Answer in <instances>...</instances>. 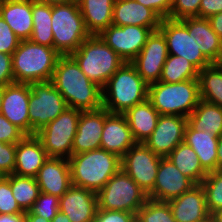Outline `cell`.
<instances>
[{"mask_svg":"<svg viewBox=\"0 0 222 222\" xmlns=\"http://www.w3.org/2000/svg\"><path fill=\"white\" fill-rule=\"evenodd\" d=\"M67 106L80 111L102 108V88L92 82L71 55H61L51 79Z\"/></svg>","mask_w":222,"mask_h":222,"instance_id":"6da1fadb","label":"cell"},{"mask_svg":"<svg viewBox=\"0 0 222 222\" xmlns=\"http://www.w3.org/2000/svg\"><path fill=\"white\" fill-rule=\"evenodd\" d=\"M148 88L136 67L125 62L102 88V107L113 114H124L148 99Z\"/></svg>","mask_w":222,"mask_h":222,"instance_id":"7a4b0ae2","label":"cell"},{"mask_svg":"<svg viewBox=\"0 0 222 222\" xmlns=\"http://www.w3.org/2000/svg\"><path fill=\"white\" fill-rule=\"evenodd\" d=\"M68 161L72 185L95 193L121 169V158L101 148L72 154Z\"/></svg>","mask_w":222,"mask_h":222,"instance_id":"3957f363","label":"cell"},{"mask_svg":"<svg viewBox=\"0 0 222 222\" xmlns=\"http://www.w3.org/2000/svg\"><path fill=\"white\" fill-rule=\"evenodd\" d=\"M60 54L53 48L20 41L12 54L15 83L31 84L51 81Z\"/></svg>","mask_w":222,"mask_h":222,"instance_id":"277c9868","label":"cell"},{"mask_svg":"<svg viewBox=\"0 0 222 222\" xmlns=\"http://www.w3.org/2000/svg\"><path fill=\"white\" fill-rule=\"evenodd\" d=\"M148 100L160 115L188 117L200 98L198 79L179 83L155 82L149 85Z\"/></svg>","mask_w":222,"mask_h":222,"instance_id":"5b68a950","label":"cell"},{"mask_svg":"<svg viewBox=\"0 0 222 222\" xmlns=\"http://www.w3.org/2000/svg\"><path fill=\"white\" fill-rule=\"evenodd\" d=\"M71 56L85 75L101 88L125 63L99 35H90Z\"/></svg>","mask_w":222,"mask_h":222,"instance_id":"8992f818","label":"cell"},{"mask_svg":"<svg viewBox=\"0 0 222 222\" xmlns=\"http://www.w3.org/2000/svg\"><path fill=\"white\" fill-rule=\"evenodd\" d=\"M53 48L60 55H71L90 36L78 1L52 4Z\"/></svg>","mask_w":222,"mask_h":222,"instance_id":"52a82bcc","label":"cell"},{"mask_svg":"<svg viewBox=\"0 0 222 222\" xmlns=\"http://www.w3.org/2000/svg\"><path fill=\"white\" fill-rule=\"evenodd\" d=\"M98 209L137 214L149 199L137 183L122 169L115 173L97 193Z\"/></svg>","mask_w":222,"mask_h":222,"instance_id":"ba28073f","label":"cell"},{"mask_svg":"<svg viewBox=\"0 0 222 222\" xmlns=\"http://www.w3.org/2000/svg\"><path fill=\"white\" fill-rule=\"evenodd\" d=\"M81 111L67 107L57 118L36 132L48 157L69 159Z\"/></svg>","mask_w":222,"mask_h":222,"instance_id":"9c48e42d","label":"cell"},{"mask_svg":"<svg viewBox=\"0 0 222 222\" xmlns=\"http://www.w3.org/2000/svg\"><path fill=\"white\" fill-rule=\"evenodd\" d=\"M30 135L57 118L68 106L51 81L30 84Z\"/></svg>","mask_w":222,"mask_h":222,"instance_id":"30bf717a","label":"cell"},{"mask_svg":"<svg viewBox=\"0 0 222 222\" xmlns=\"http://www.w3.org/2000/svg\"><path fill=\"white\" fill-rule=\"evenodd\" d=\"M158 30L165 37L169 55L185 58L199 71L212 64L200 51V45L181 20L162 19Z\"/></svg>","mask_w":222,"mask_h":222,"instance_id":"8fae6325","label":"cell"},{"mask_svg":"<svg viewBox=\"0 0 222 222\" xmlns=\"http://www.w3.org/2000/svg\"><path fill=\"white\" fill-rule=\"evenodd\" d=\"M160 160L144 143H136L121 157V169L148 195L153 190Z\"/></svg>","mask_w":222,"mask_h":222,"instance_id":"7c38bea8","label":"cell"},{"mask_svg":"<svg viewBox=\"0 0 222 222\" xmlns=\"http://www.w3.org/2000/svg\"><path fill=\"white\" fill-rule=\"evenodd\" d=\"M153 31L152 28L136 25H110L99 36L125 62L131 63Z\"/></svg>","mask_w":222,"mask_h":222,"instance_id":"4fadbf2b","label":"cell"},{"mask_svg":"<svg viewBox=\"0 0 222 222\" xmlns=\"http://www.w3.org/2000/svg\"><path fill=\"white\" fill-rule=\"evenodd\" d=\"M168 55L165 37L157 30L148 37L142 50L131 63L143 80L150 85L159 81Z\"/></svg>","mask_w":222,"mask_h":222,"instance_id":"5bb4252c","label":"cell"},{"mask_svg":"<svg viewBox=\"0 0 222 222\" xmlns=\"http://www.w3.org/2000/svg\"><path fill=\"white\" fill-rule=\"evenodd\" d=\"M187 118L179 115H160L152 134L144 144L160 157H167L184 142Z\"/></svg>","mask_w":222,"mask_h":222,"instance_id":"9a60e30c","label":"cell"},{"mask_svg":"<svg viewBox=\"0 0 222 222\" xmlns=\"http://www.w3.org/2000/svg\"><path fill=\"white\" fill-rule=\"evenodd\" d=\"M196 184L182 174L167 157H161L156 181L148 198L168 202L191 190Z\"/></svg>","mask_w":222,"mask_h":222,"instance_id":"2e32d148","label":"cell"},{"mask_svg":"<svg viewBox=\"0 0 222 222\" xmlns=\"http://www.w3.org/2000/svg\"><path fill=\"white\" fill-rule=\"evenodd\" d=\"M30 84L13 83L5 86L0 113L26 135H30Z\"/></svg>","mask_w":222,"mask_h":222,"instance_id":"e0dca14e","label":"cell"},{"mask_svg":"<svg viewBox=\"0 0 222 222\" xmlns=\"http://www.w3.org/2000/svg\"><path fill=\"white\" fill-rule=\"evenodd\" d=\"M97 209V194L83 187L72 185L59 198V210L71 222H94Z\"/></svg>","mask_w":222,"mask_h":222,"instance_id":"ac0fdd59","label":"cell"},{"mask_svg":"<svg viewBox=\"0 0 222 222\" xmlns=\"http://www.w3.org/2000/svg\"><path fill=\"white\" fill-rule=\"evenodd\" d=\"M137 142L123 114H113L105 109L104 128L101 134V149L120 158Z\"/></svg>","mask_w":222,"mask_h":222,"instance_id":"d6986e66","label":"cell"},{"mask_svg":"<svg viewBox=\"0 0 222 222\" xmlns=\"http://www.w3.org/2000/svg\"><path fill=\"white\" fill-rule=\"evenodd\" d=\"M105 108L81 111L74 137L72 154L101 148V134L104 128Z\"/></svg>","mask_w":222,"mask_h":222,"instance_id":"ffe728a7","label":"cell"},{"mask_svg":"<svg viewBox=\"0 0 222 222\" xmlns=\"http://www.w3.org/2000/svg\"><path fill=\"white\" fill-rule=\"evenodd\" d=\"M168 204L176 222H207L210 219L201 184L168 201Z\"/></svg>","mask_w":222,"mask_h":222,"instance_id":"44dd1931","label":"cell"},{"mask_svg":"<svg viewBox=\"0 0 222 222\" xmlns=\"http://www.w3.org/2000/svg\"><path fill=\"white\" fill-rule=\"evenodd\" d=\"M35 179L40 192L60 198L72 186L68 159L48 157Z\"/></svg>","mask_w":222,"mask_h":222,"instance_id":"7402d4cb","label":"cell"},{"mask_svg":"<svg viewBox=\"0 0 222 222\" xmlns=\"http://www.w3.org/2000/svg\"><path fill=\"white\" fill-rule=\"evenodd\" d=\"M161 18L150 8L143 6L136 0H115L112 13V25H136L152 28L157 31Z\"/></svg>","mask_w":222,"mask_h":222,"instance_id":"603a6c76","label":"cell"},{"mask_svg":"<svg viewBox=\"0 0 222 222\" xmlns=\"http://www.w3.org/2000/svg\"><path fill=\"white\" fill-rule=\"evenodd\" d=\"M47 159L41 141L35 135H26L16 143L14 174L35 178Z\"/></svg>","mask_w":222,"mask_h":222,"instance_id":"cb8c5ba5","label":"cell"},{"mask_svg":"<svg viewBox=\"0 0 222 222\" xmlns=\"http://www.w3.org/2000/svg\"><path fill=\"white\" fill-rule=\"evenodd\" d=\"M0 16L21 41L30 39L33 32L32 0H3Z\"/></svg>","mask_w":222,"mask_h":222,"instance_id":"d4e9b609","label":"cell"},{"mask_svg":"<svg viewBox=\"0 0 222 222\" xmlns=\"http://www.w3.org/2000/svg\"><path fill=\"white\" fill-rule=\"evenodd\" d=\"M218 140L219 137L213 133L196 130L188 123L185 127L184 142L195 151L202 168L207 173L217 170Z\"/></svg>","mask_w":222,"mask_h":222,"instance_id":"484cf974","label":"cell"},{"mask_svg":"<svg viewBox=\"0 0 222 222\" xmlns=\"http://www.w3.org/2000/svg\"><path fill=\"white\" fill-rule=\"evenodd\" d=\"M86 30L90 35H100L112 25L115 0H77Z\"/></svg>","mask_w":222,"mask_h":222,"instance_id":"4316f807","label":"cell"},{"mask_svg":"<svg viewBox=\"0 0 222 222\" xmlns=\"http://www.w3.org/2000/svg\"><path fill=\"white\" fill-rule=\"evenodd\" d=\"M123 115L137 143H144L152 134L160 116L148 99L128 109Z\"/></svg>","mask_w":222,"mask_h":222,"instance_id":"83f0119b","label":"cell"},{"mask_svg":"<svg viewBox=\"0 0 222 222\" xmlns=\"http://www.w3.org/2000/svg\"><path fill=\"white\" fill-rule=\"evenodd\" d=\"M186 25L188 32L195 37L197 44L200 45V51L213 63L220 49V37L212 29L208 18L188 17L181 19Z\"/></svg>","mask_w":222,"mask_h":222,"instance_id":"f1b7e54d","label":"cell"},{"mask_svg":"<svg viewBox=\"0 0 222 222\" xmlns=\"http://www.w3.org/2000/svg\"><path fill=\"white\" fill-rule=\"evenodd\" d=\"M187 123L196 130L208 131L220 137L222 135V107L201 99L187 117Z\"/></svg>","mask_w":222,"mask_h":222,"instance_id":"f546056e","label":"cell"},{"mask_svg":"<svg viewBox=\"0 0 222 222\" xmlns=\"http://www.w3.org/2000/svg\"><path fill=\"white\" fill-rule=\"evenodd\" d=\"M167 158L171 160L182 174L191 179L196 185L201 184L208 174L202 168L195 151L185 142L180 143Z\"/></svg>","mask_w":222,"mask_h":222,"instance_id":"4dcf8cb0","label":"cell"},{"mask_svg":"<svg viewBox=\"0 0 222 222\" xmlns=\"http://www.w3.org/2000/svg\"><path fill=\"white\" fill-rule=\"evenodd\" d=\"M52 4L32 1L33 32L30 41L47 47H53L51 28Z\"/></svg>","mask_w":222,"mask_h":222,"instance_id":"1f68e13d","label":"cell"},{"mask_svg":"<svg viewBox=\"0 0 222 222\" xmlns=\"http://www.w3.org/2000/svg\"><path fill=\"white\" fill-rule=\"evenodd\" d=\"M200 98L222 107V67L211 64L199 71Z\"/></svg>","mask_w":222,"mask_h":222,"instance_id":"d6a6232c","label":"cell"},{"mask_svg":"<svg viewBox=\"0 0 222 222\" xmlns=\"http://www.w3.org/2000/svg\"><path fill=\"white\" fill-rule=\"evenodd\" d=\"M199 70L181 56L168 55L160 76V82L179 83L189 79H198Z\"/></svg>","mask_w":222,"mask_h":222,"instance_id":"836d02e7","label":"cell"},{"mask_svg":"<svg viewBox=\"0 0 222 222\" xmlns=\"http://www.w3.org/2000/svg\"><path fill=\"white\" fill-rule=\"evenodd\" d=\"M10 185L13 197L19 207L29 211L40 194V188L35 178L10 174Z\"/></svg>","mask_w":222,"mask_h":222,"instance_id":"e575fe53","label":"cell"},{"mask_svg":"<svg viewBox=\"0 0 222 222\" xmlns=\"http://www.w3.org/2000/svg\"><path fill=\"white\" fill-rule=\"evenodd\" d=\"M206 195V206L210 215L222 208V170L207 174L201 182Z\"/></svg>","mask_w":222,"mask_h":222,"instance_id":"d590c367","label":"cell"},{"mask_svg":"<svg viewBox=\"0 0 222 222\" xmlns=\"http://www.w3.org/2000/svg\"><path fill=\"white\" fill-rule=\"evenodd\" d=\"M138 222H176L168 202L148 199L137 211Z\"/></svg>","mask_w":222,"mask_h":222,"instance_id":"8d00e7d4","label":"cell"},{"mask_svg":"<svg viewBox=\"0 0 222 222\" xmlns=\"http://www.w3.org/2000/svg\"><path fill=\"white\" fill-rule=\"evenodd\" d=\"M29 211L51 221L59 211V197L40 192Z\"/></svg>","mask_w":222,"mask_h":222,"instance_id":"74e56055","label":"cell"},{"mask_svg":"<svg viewBox=\"0 0 222 222\" xmlns=\"http://www.w3.org/2000/svg\"><path fill=\"white\" fill-rule=\"evenodd\" d=\"M25 213L17 204L13 197L10 175L5 176L0 181V214H17Z\"/></svg>","mask_w":222,"mask_h":222,"instance_id":"f35d334b","label":"cell"},{"mask_svg":"<svg viewBox=\"0 0 222 222\" xmlns=\"http://www.w3.org/2000/svg\"><path fill=\"white\" fill-rule=\"evenodd\" d=\"M201 0H173L170 19L181 20L188 17H199Z\"/></svg>","mask_w":222,"mask_h":222,"instance_id":"ab89813d","label":"cell"},{"mask_svg":"<svg viewBox=\"0 0 222 222\" xmlns=\"http://www.w3.org/2000/svg\"><path fill=\"white\" fill-rule=\"evenodd\" d=\"M20 39L0 16V52L13 54L18 48Z\"/></svg>","mask_w":222,"mask_h":222,"instance_id":"60d3db41","label":"cell"},{"mask_svg":"<svg viewBox=\"0 0 222 222\" xmlns=\"http://www.w3.org/2000/svg\"><path fill=\"white\" fill-rule=\"evenodd\" d=\"M26 134L16 125L12 124L3 114L0 113V141L9 144H16Z\"/></svg>","mask_w":222,"mask_h":222,"instance_id":"b9f144b4","label":"cell"},{"mask_svg":"<svg viewBox=\"0 0 222 222\" xmlns=\"http://www.w3.org/2000/svg\"><path fill=\"white\" fill-rule=\"evenodd\" d=\"M16 144L0 141V174H13L15 168Z\"/></svg>","mask_w":222,"mask_h":222,"instance_id":"7bdbcfd3","label":"cell"},{"mask_svg":"<svg viewBox=\"0 0 222 222\" xmlns=\"http://www.w3.org/2000/svg\"><path fill=\"white\" fill-rule=\"evenodd\" d=\"M136 214L117 211L97 209L94 222H135Z\"/></svg>","mask_w":222,"mask_h":222,"instance_id":"ee69618b","label":"cell"},{"mask_svg":"<svg viewBox=\"0 0 222 222\" xmlns=\"http://www.w3.org/2000/svg\"><path fill=\"white\" fill-rule=\"evenodd\" d=\"M15 83L13 75L12 54L0 52V85Z\"/></svg>","mask_w":222,"mask_h":222,"instance_id":"f6af8a7d","label":"cell"},{"mask_svg":"<svg viewBox=\"0 0 222 222\" xmlns=\"http://www.w3.org/2000/svg\"><path fill=\"white\" fill-rule=\"evenodd\" d=\"M152 9L161 19L169 18L173 0H136Z\"/></svg>","mask_w":222,"mask_h":222,"instance_id":"bcb514c9","label":"cell"},{"mask_svg":"<svg viewBox=\"0 0 222 222\" xmlns=\"http://www.w3.org/2000/svg\"><path fill=\"white\" fill-rule=\"evenodd\" d=\"M220 12H222V0H201L199 9L200 18H209Z\"/></svg>","mask_w":222,"mask_h":222,"instance_id":"7dc6e473","label":"cell"},{"mask_svg":"<svg viewBox=\"0 0 222 222\" xmlns=\"http://www.w3.org/2000/svg\"><path fill=\"white\" fill-rule=\"evenodd\" d=\"M208 19L211 23L212 29L222 40V12L212 15Z\"/></svg>","mask_w":222,"mask_h":222,"instance_id":"c3c4849f","label":"cell"},{"mask_svg":"<svg viewBox=\"0 0 222 222\" xmlns=\"http://www.w3.org/2000/svg\"><path fill=\"white\" fill-rule=\"evenodd\" d=\"M25 213L0 214V222H24Z\"/></svg>","mask_w":222,"mask_h":222,"instance_id":"681fc988","label":"cell"},{"mask_svg":"<svg viewBox=\"0 0 222 222\" xmlns=\"http://www.w3.org/2000/svg\"><path fill=\"white\" fill-rule=\"evenodd\" d=\"M24 222H51V221H49L41 216L34 215L30 211H26Z\"/></svg>","mask_w":222,"mask_h":222,"instance_id":"f907efd6","label":"cell"},{"mask_svg":"<svg viewBox=\"0 0 222 222\" xmlns=\"http://www.w3.org/2000/svg\"><path fill=\"white\" fill-rule=\"evenodd\" d=\"M217 170H222V135L219 137L217 146Z\"/></svg>","mask_w":222,"mask_h":222,"instance_id":"816d5d0a","label":"cell"},{"mask_svg":"<svg viewBox=\"0 0 222 222\" xmlns=\"http://www.w3.org/2000/svg\"><path fill=\"white\" fill-rule=\"evenodd\" d=\"M51 222H71L70 219L63 214L60 210L57 212L56 216L51 220Z\"/></svg>","mask_w":222,"mask_h":222,"instance_id":"f5cc1de1","label":"cell"},{"mask_svg":"<svg viewBox=\"0 0 222 222\" xmlns=\"http://www.w3.org/2000/svg\"><path fill=\"white\" fill-rule=\"evenodd\" d=\"M210 219L213 221V222H222V208L221 209H218L217 211L213 212L211 215H210Z\"/></svg>","mask_w":222,"mask_h":222,"instance_id":"db71d44e","label":"cell"},{"mask_svg":"<svg viewBox=\"0 0 222 222\" xmlns=\"http://www.w3.org/2000/svg\"><path fill=\"white\" fill-rule=\"evenodd\" d=\"M32 1L39 3H47V4H60V3H69L75 0H32Z\"/></svg>","mask_w":222,"mask_h":222,"instance_id":"11a10c76","label":"cell"},{"mask_svg":"<svg viewBox=\"0 0 222 222\" xmlns=\"http://www.w3.org/2000/svg\"><path fill=\"white\" fill-rule=\"evenodd\" d=\"M212 64L222 67V40H220V49L217 58Z\"/></svg>","mask_w":222,"mask_h":222,"instance_id":"9f6ffc18","label":"cell"},{"mask_svg":"<svg viewBox=\"0 0 222 222\" xmlns=\"http://www.w3.org/2000/svg\"><path fill=\"white\" fill-rule=\"evenodd\" d=\"M4 91H5V86L0 85V110H1L2 98H3Z\"/></svg>","mask_w":222,"mask_h":222,"instance_id":"6f0895ef","label":"cell"},{"mask_svg":"<svg viewBox=\"0 0 222 222\" xmlns=\"http://www.w3.org/2000/svg\"><path fill=\"white\" fill-rule=\"evenodd\" d=\"M5 177V175L0 174V181Z\"/></svg>","mask_w":222,"mask_h":222,"instance_id":"680465c9","label":"cell"}]
</instances>
